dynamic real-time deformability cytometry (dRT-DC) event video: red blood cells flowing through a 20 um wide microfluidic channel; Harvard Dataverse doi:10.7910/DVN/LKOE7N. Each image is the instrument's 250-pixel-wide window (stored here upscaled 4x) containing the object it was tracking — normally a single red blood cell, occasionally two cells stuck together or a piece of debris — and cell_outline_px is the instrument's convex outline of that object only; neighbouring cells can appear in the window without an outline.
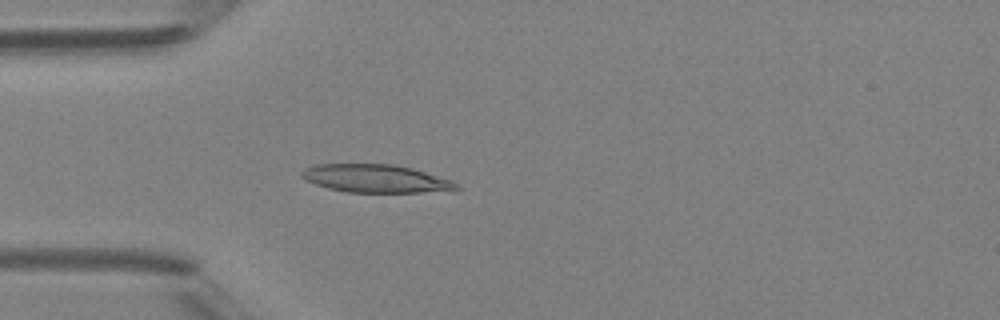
{"species": "Egyptian fruit bat (a non-hibernating species)", "species_latin": "Rousettus aegyptiacus", "temperature_condition": "room temperature", "stored_images_in_passage": 4, "camera_frame_rate_fps": 3000, "um_per_image_px": 0.085, "animal": {"sex": "female"}, "frame": {"image": 1, "passage_image": 4, "time_ms": 3.333, "image_size_px": [1000, 320], "cell_outline_px": [[460, 188], [420, 192], [348, 192], [328, 188], [304, 180], [300, 176], [300, 172], [304, 168], [316, 164], [392, 164], [412, 168], [452, 180]], "centroid_in_image_um": [31.85, 15.16], "position_along_channel_um": 53.2, "area_um2": 25.03}}